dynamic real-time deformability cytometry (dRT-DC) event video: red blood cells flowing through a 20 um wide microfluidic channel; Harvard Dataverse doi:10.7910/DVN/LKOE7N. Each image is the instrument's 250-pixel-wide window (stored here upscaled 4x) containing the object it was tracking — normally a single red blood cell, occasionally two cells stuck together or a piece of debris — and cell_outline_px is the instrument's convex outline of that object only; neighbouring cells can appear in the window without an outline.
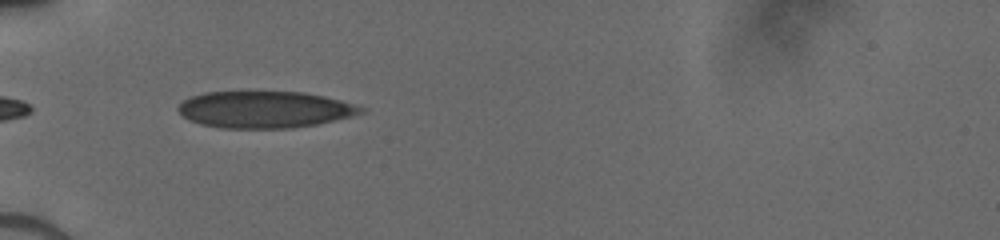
{"species": "human", "species_latin": "Homo sapiens", "temperature_condition": "cold", "stored_images_in_passage": 34, "camera_frame_rate_fps": 3000, "um_per_image_px": 0.085, "donor": {"sex": "male"}, "frame": {"image": 1, "passage_image": 1, "time_ms": 0.0, "image_size_px": [1000, 240], "cell_outline_px": [[364, 112], [316, 124], [292, 128], [224, 128], [200, 124], [184, 116], [176, 108], [184, 100], [192, 96], [204, 92], [304, 92], [324, 96], [340, 100], [364, 108]], "centroid_in_image_um": [22.46, 9.31], "position_along_channel_um": 62.5, "area_um2": 38.61}}
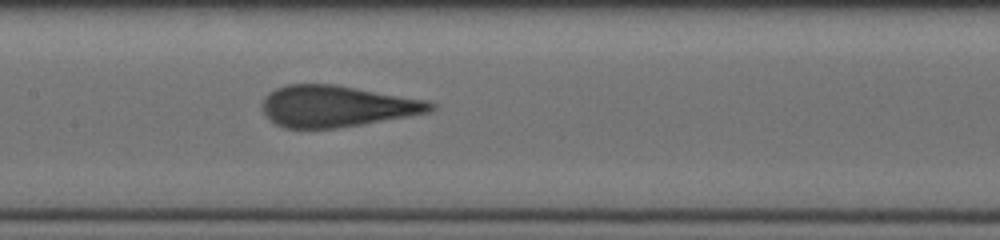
{"frame": {"image": 2, "passage_image": 10, "time_ms": 3.0, "image_size_px": [1000, 240], "cell_outline_px": [[436, 108], [428, 112], [408, 116], [336, 128], [284, 128], [276, 124], [264, 112], [260, 104], [264, 96], [268, 92], [276, 88], [288, 84], [336, 84], [428, 100], [436, 104]], "centroid_in_image_um": [28.61, 9.01], "position_along_channel_um": 178.8, "area_um2": 40.58}}
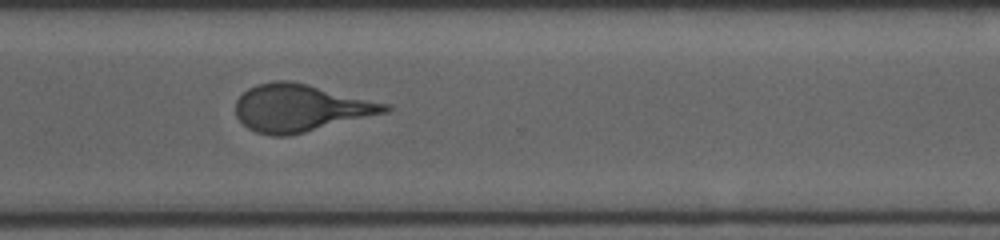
{"frame": {"image": 3, "passage_image": 22, "time_ms": 7.0, "image_size_px": [1000, 240], "cell_outline_px": [[392, 108], [388, 112], [288, 136], [272, 136], [256, 132], [248, 128], [236, 116], [236, 100], [248, 88], [256, 84], [276, 80], [292, 80], [388, 104]], "centroid_in_image_um": [25.51, 9.17], "position_along_channel_um": 345.1, "area_um2": 40.98}}